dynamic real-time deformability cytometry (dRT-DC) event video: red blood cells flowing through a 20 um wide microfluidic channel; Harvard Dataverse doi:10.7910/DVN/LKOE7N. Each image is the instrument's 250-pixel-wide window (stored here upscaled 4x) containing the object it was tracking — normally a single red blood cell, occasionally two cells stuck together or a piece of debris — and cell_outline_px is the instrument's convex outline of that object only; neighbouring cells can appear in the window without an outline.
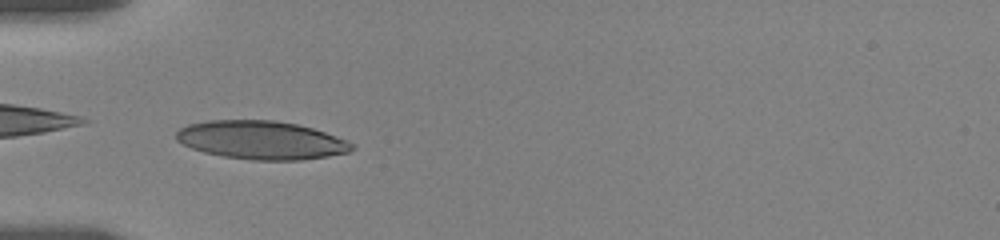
{"species": "human", "species_latin": "Homo sapiens", "temperature_condition": "room temperature", "stored_images_in_passage": 32, "camera_frame_rate_fps": 3000, "um_per_image_px": 0.085, "donor": {"sex": "female"}, "frame": {"image": 1, "passage_image": 2, "time_ms": 0.333, "image_size_px": [1000, 240], "cell_outline_px": [[356, 148], [348, 152], [328, 156], [300, 160], [252, 160], [224, 156], [204, 152], [192, 148], [176, 140], [176, 132], [180, 128], [188, 124], [208, 120], [272, 120], [296, 124], [312, 128], [348, 140], [356, 144]], "centroid_in_image_um": [22.23, 11.91], "position_along_channel_um": 62.8, "area_um2": 39.3}}
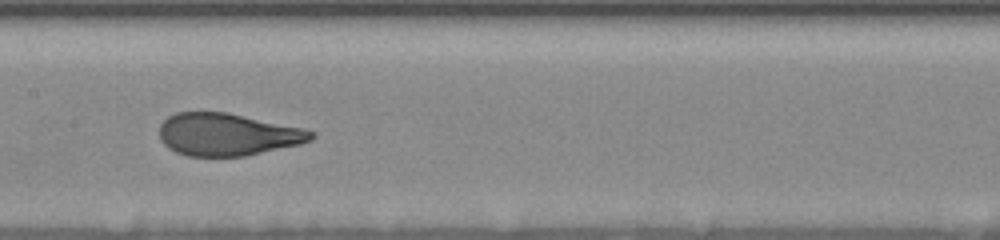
{"frame": {"image": 2, "passage_image": 11, "time_ms": 4.0, "image_size_px": [1000, 240], "cell_outline_px": [[316, 136], [312, 140], [300, 144], [244, 156], [188, 156], [176, 152], [168, 148], [160, 140], [160, 124], [168, 116], [176, 112], [228, 112], [304, 128], [316, 132]], "centroid_in_image_um": [19.35, 11.42], "position_along_channel_um": 188.1, "area_um2": 37.69}}
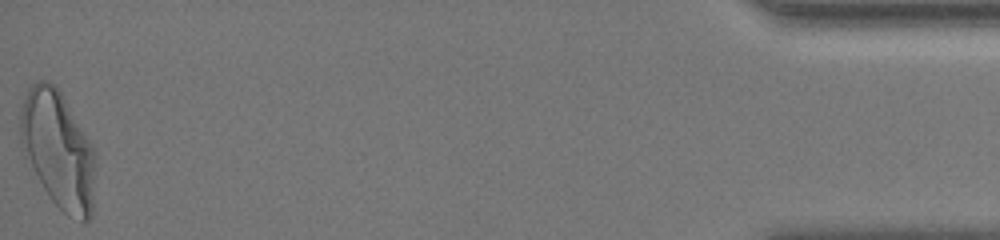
{"frame": {"image": 3, "passage_image": 32, "time_ms": 13.333, "image_size_px": [1000, 240], "cell_outline_px": [[92, 212], [88, 220], [84, 224], [68, 216], [48, 196], [20, 144], [20, 108], [28, 88], [32, 84], [40, 80], [48, 80], [56, 84], [84, 132], [92, 148]], "centroid_in_image_um": [4.89, 12.69], "position_along_channel_um": 430.3, "area_um2": 50.05}, "authors_computed_cell_mechanics": {"area_um2": 38.7549, "velocity_mm_per_s": 3.5019, "shape_relaxation_time_tau1_ms": 5.2697, "shape_relaxation_time_tau2_ms": null, "deformation_change_tau1": 0.1763, "deformation_change_tau2": null}}